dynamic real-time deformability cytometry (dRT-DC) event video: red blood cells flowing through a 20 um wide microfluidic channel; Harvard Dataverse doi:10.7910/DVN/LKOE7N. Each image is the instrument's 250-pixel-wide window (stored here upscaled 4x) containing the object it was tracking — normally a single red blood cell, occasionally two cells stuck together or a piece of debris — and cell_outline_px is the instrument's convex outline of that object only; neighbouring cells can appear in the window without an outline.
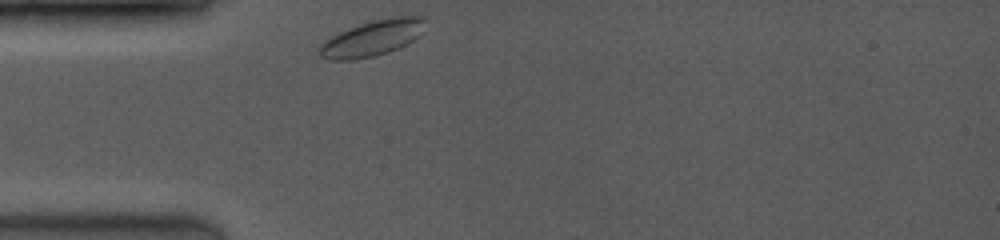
{"species": "common noctule bat (a hibernating species)", "species_latin": "Nyctalus noctula", "temperature_condition": "room temperature", "stored_images_in_passage": 22, "segment_of_instrument_passage": [1, 2], "camera_frame_rate_fps": 3500, "um_per_image_px": 0.085, "animal": {"sex": "female", "body_mass_g": 19.0, "forearm_length_mm": 53.3}, "frame": {"image": 1, "passage_image": 1, "time_ms": 0.0, "image_size_px": [1000, 240], "cell_outline_px": [[424, 20], [420, 36], [388, 52], [372, 56], [352, 60], [328, 60], [320, 56], [320, 44], [324, 40], [348, 28], [372, 20], [392, 16], [424, 16]], "centroid_in_image_um": [31.61, 3.23], "position_along_channel_um": 53.4, "area_um2": 21.79}}
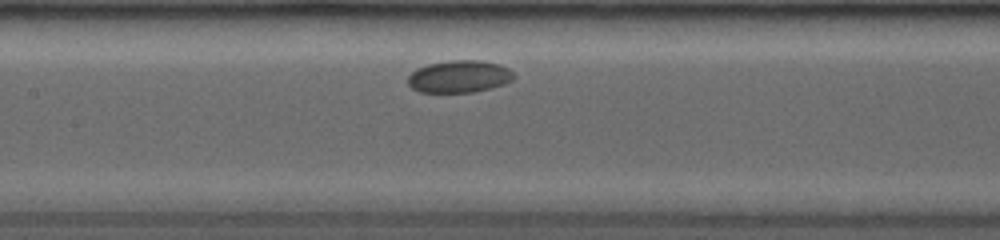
{"frame": {"image": 2, "passage_image": 7, "time_ms": 3.429, "image_size_px": [1000, 240], "cell_outline_px": [[516, 76], [512, 80], [504, 84], [492, 88], [472, 92], [420, 92], [412, 88], [408, 84], [408, 76], [416, 68], [428, 64], [448, 60], [480, 60], [500, 64], [508, 68]], "centroid_in_image_um": [39.04, 6.5], "position_along_channel_um": 168.4, "area_um2": 20.06}}
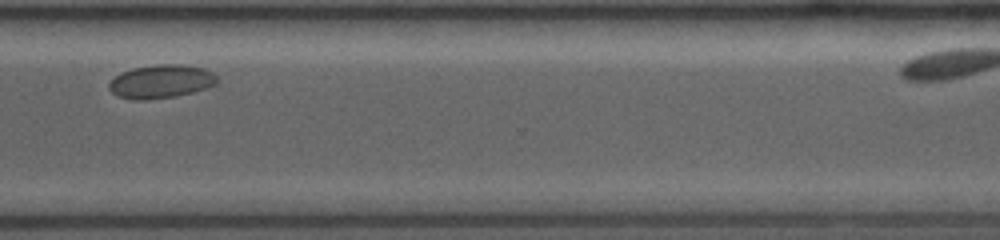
{"frame": {"image": 3, "passage_image": 18, "time_ms": 8.571, "image_size_px": [1000, 240], "cell_outline_px": [[216, 84], [192, 92], [176, 96], [148, 100], [136, 100], [116, 96], [108, 88], [108, 84], [120, 72], [132, 68], [160, 64], [184, 64], [204, 68], [212, 72], [216, 76]], "centroid_in_image_um": [13.66, 6.92], "position_along_channel_um": 356.9, "area_um2": 21.1}}